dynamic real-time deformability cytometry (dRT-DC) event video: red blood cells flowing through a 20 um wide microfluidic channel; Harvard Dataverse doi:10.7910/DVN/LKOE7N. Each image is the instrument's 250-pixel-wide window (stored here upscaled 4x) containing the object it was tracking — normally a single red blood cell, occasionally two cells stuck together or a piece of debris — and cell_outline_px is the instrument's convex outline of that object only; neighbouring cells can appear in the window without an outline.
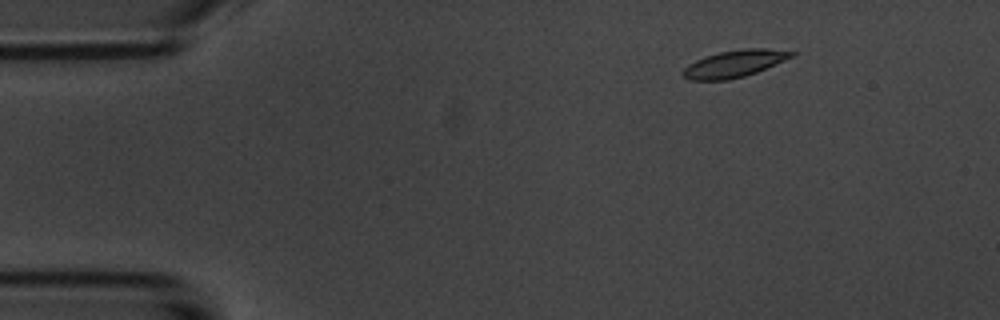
{"species": "common noctule bat (a hibernating species)", "species_latin": "Nyctalus noctula", "temperature_condition": "room temperature", "stored_images_in_passage": 5, "camera_frame_rate_fps": 3000, "um_per_image_px": 0.085, "animal": {"sex": "male", "body_mass_g": 20.1, "forearm_length_mm": 53.5}, "frame": {"image": 1, "passage_image": 2, "time_ms": 1.333, "image_size_px": [1000, 320], "cell_outline_px": [[796, 56], [756, 72], [744, 76], [728, 80], [688, 80], [680, 72], [688, 64], [704, 56], [720, 52], [744, 48], [764, 48], [796, 52]], "centroid_in_image_um": [62.42, 5.41], "position_along_channel_um": 22.6, "area_um2": 17.17}}
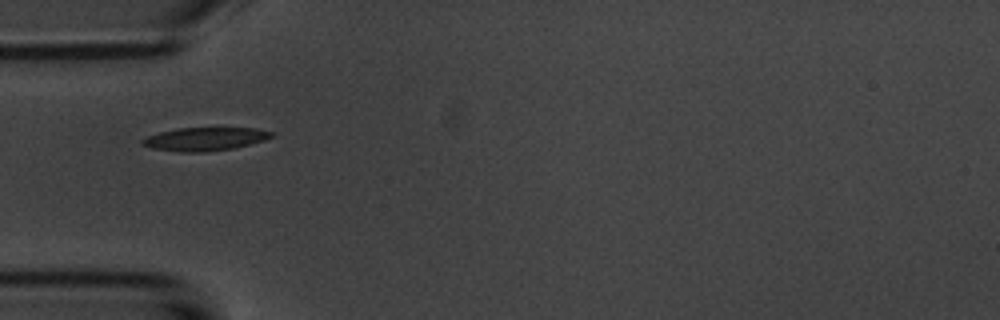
{"frame": {"image": 2, "passage_image": 5, "time_ms": 4.667, "image_size_px": [1000, 320], "cell_outline_px": [[276, 132], [272, 136], [264, 140], [236, 148], [204, 152], [180, 152], [152, 148], [140, 144], [140, 140], [148, 136], [160, 132], [176, 128], [256, 128]], "centroid_in_image_um": [17.42, 11.81], "position_along_channel_um": 67.6, "area_um2": 17.63}}